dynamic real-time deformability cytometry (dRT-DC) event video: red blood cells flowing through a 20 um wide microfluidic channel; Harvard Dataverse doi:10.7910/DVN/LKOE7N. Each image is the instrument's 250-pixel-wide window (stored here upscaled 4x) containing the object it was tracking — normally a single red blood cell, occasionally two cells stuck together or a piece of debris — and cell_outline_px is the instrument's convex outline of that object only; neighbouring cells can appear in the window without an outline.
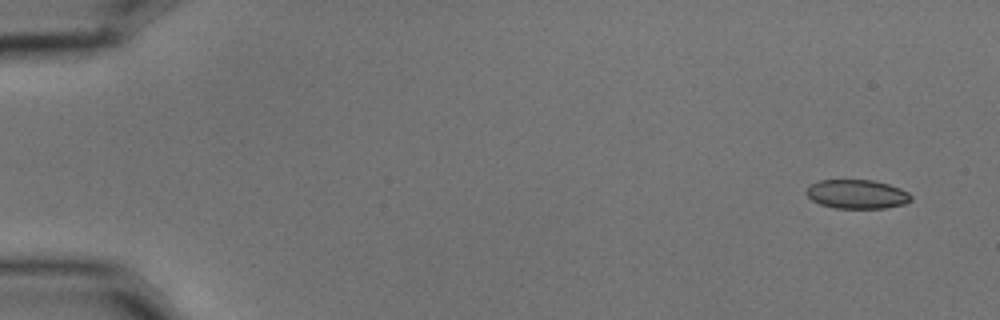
{"species": "common noctule bat (a hibernating species)", "species_latin": "Nyctalus noctula", "temperature_condition": "cold", "stored_images_in_passage": 6, "segment_of_instrument_passage": [2, 2], "camera_frame_rate_fps": 3000, "um_per_image_px": 0.085, "animal": {"sex": "male", "body_mass_g": 15.6}, "frame": {"image": 1, "passage_image": 6, "time_ms": 1.667, "image_size_px": [1000, 320], "cell_outline_px": [[912, 200], [904, 204], [884, 208], [836, 208], [820, 204], [812, 200], [804, 192], [812, 184], [820, 180], [872, 180], [888, 184], [900, 188], [908, 192], [912, 196]], "centroid_in_image_um": [72.85, 16.5], "position_along_channel_um": 12.1, "area_um2": 17.63}}